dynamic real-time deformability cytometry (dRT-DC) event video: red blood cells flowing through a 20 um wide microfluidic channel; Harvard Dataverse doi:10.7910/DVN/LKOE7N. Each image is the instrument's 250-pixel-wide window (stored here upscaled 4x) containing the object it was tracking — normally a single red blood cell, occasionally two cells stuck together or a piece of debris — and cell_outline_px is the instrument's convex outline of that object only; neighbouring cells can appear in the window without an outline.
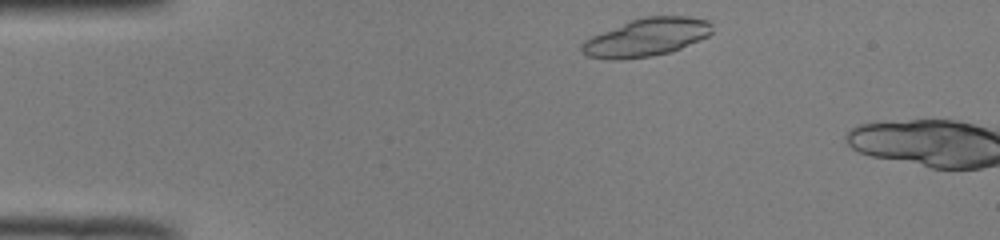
{"species": "common noctule bat (a hibernating species)", "species_latin": "Nyctalus noctula", "temperature_condition": "room temperature", "stored_images_in_passage": 5, "camera_frame_rate_fps": 3000, "um_per_image_px": 0.085, "animal": {"sex": "male", "body_mass_g": 19.0, "forearm_length_mm": 50.8}, "frame": {"image": 1, "passage_image": 2, "time_ms": 0.333, "image_size_px": [1000, 240], "cell_outline_px": [[712, 32], [708, 36], [680, 48], [668, 52], [648, 56], [620, 60], [616, 60], [588, 56], [580, 52], [580, 44], [584, 40], [592, 36], [632, 20], [644, 16], [684, 16], [708, 20], [712, 24]], "centroid_in_image_um": [54.93, 3.17], "position_along_channel_um": 30.1, "area_um2": 28.5}}